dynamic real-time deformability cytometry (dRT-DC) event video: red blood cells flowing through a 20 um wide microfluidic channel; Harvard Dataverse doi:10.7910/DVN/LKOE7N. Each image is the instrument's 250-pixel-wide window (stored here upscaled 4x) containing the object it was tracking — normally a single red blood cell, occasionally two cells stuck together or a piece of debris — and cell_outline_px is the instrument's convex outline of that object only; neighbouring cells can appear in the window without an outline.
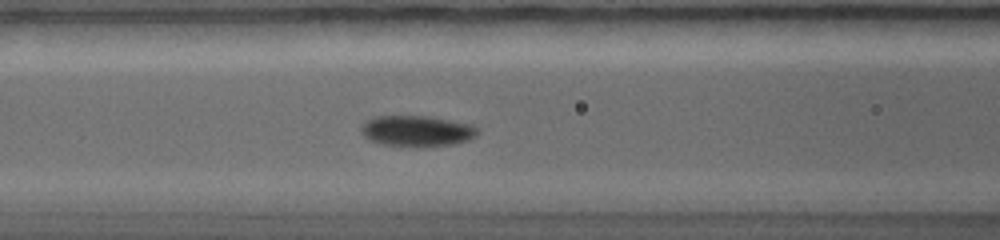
{"species": "common noctule bat (a hibernating species)", "species_latin": "Nyctalus noctula", "temperature_condition": "warm", "stored_images_in_passage": 55, "camera_frame_rate_fps": 5000, "um_per_image_px": 0.085, "animal": {"sex": "female", "body_mass_g": 19.0, "forearm_length_mm": 56.7}, "frame": {"image": 1, "passage_image": 16, "time_ms": 4.0, "image_size_px": [1000, 240], "cell_outline_px": [[476, 136], [468, 140], [452, 144], [424, 148], [400, 148], [368, 140], [360, 132], [360, 128], [364, 120], [372, 116], [428, 116], [472, 124], [476, 128]], "centroid_in_image_um": [35.36, 11.16], "position_along_channel_um": 131.2, "area_um2": 21.62}}
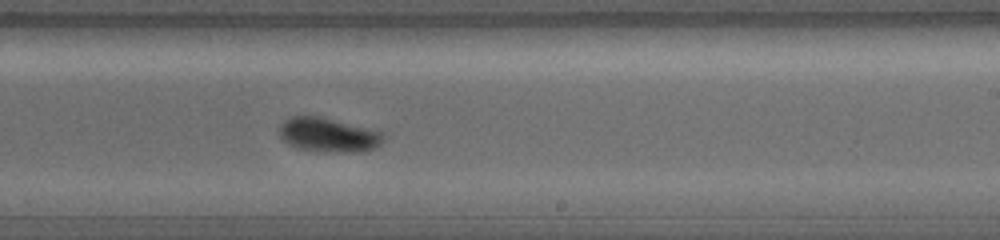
{"frame": {"image": 2, "passage_image": 29, "time_ms": 6.6, "image_size_px": [1000, 240], "cell_outline_px": [[388, 136], [376, 148], [364, 152], [336, 152], [296, 148], [288, 144], [280, 136], [280, 124], [284, 120], [292, 116], [320, 116], [368, 128], [380, 132]], "centroid_in_image_um": [27.94, 11.47], "position_along_channel_um": 261.1, "area_um2": 20.81}}
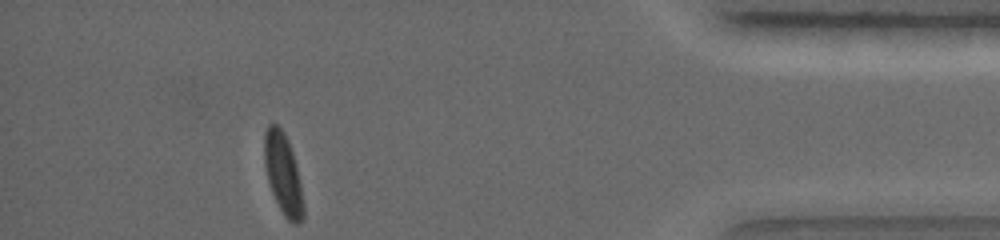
{"frame": {"image": 3, "passage_image": 55, "time_ms": 10.6, "image_size_px": [1000, 240], "cell_outline_px": [[304, 216], [296, 224], [292, 224], [284, 216], [272, 192], [268, 180], [264, 164], [264, 132], [268, 124], [276, 124], [284, 132], [288, 140], [292, 152], [300, 184], [304, 204]], "centroid_in_image_um": [24.05, 14.77], "position_along_channel_um": 411.2, "area_um2": 18.21}}